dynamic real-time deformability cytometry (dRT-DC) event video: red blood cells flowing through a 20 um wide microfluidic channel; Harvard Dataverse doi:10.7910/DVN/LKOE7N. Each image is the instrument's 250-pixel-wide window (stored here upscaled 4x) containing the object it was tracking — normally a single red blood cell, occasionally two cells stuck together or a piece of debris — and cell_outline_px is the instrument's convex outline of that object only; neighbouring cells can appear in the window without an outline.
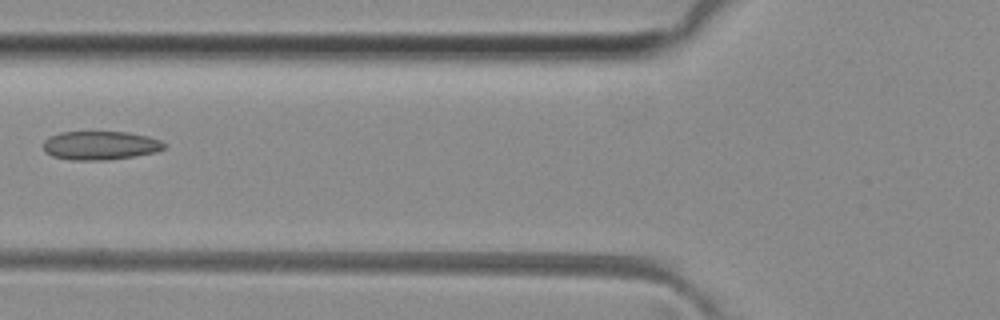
{"species": "common noctule bat (a hibernating species)", "species_latin": "Nyctalus noctula", "temperature_condition": "room temperature", "stored_images_in_passage": 5, "camera_frame_rate_fps": 3000, "um_per_image_px": 0.085, "animal": {"sex": "female", "body_mass_g": 29.2, "forearm_length_mm": 56.3}, "frame": {"image": 1, "passage_image": 5, "time_ms": 4.667, "image_size_px": [1000, 320], "cell_outline_px": [[168, 144], [164, 148], [156, 152], [108, 160], [72, 160], [52, 156], [44, 152], [44, 140], [48, 136], [60, 132], [128, 132], [148, 136], [160, 140]], "centroid_in_image_um": [8.52, 12.36], "position_along_channel_um": 117.3, "area_um2": 20.35}}